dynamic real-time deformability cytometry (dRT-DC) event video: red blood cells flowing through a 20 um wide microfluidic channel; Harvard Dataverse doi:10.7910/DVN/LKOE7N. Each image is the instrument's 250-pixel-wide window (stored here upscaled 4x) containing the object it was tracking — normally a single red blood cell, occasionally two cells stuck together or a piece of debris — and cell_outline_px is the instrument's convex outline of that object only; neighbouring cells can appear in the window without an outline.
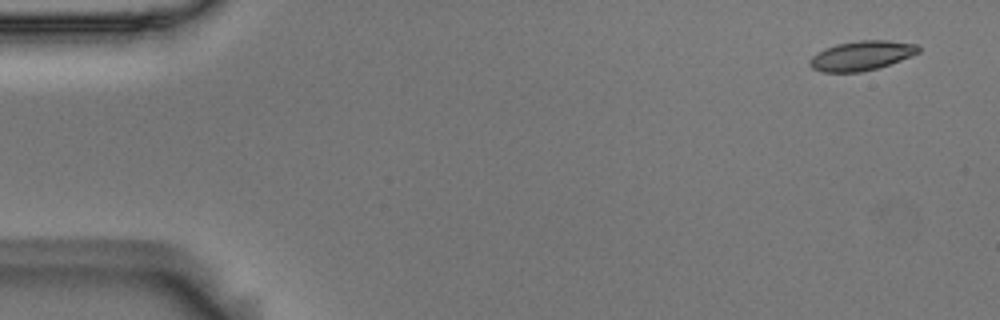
{"species": "Egyptian fruit bat (a non-hibernating species)", "species_latin": "Rousettus aegyptiacus", "temperature_condition": "room temperature", "stored_images_in_passage": 4, "segment_of_instrument_passage": [2, 2], "camera_frame_rate_fps": 3000, "um_per_image_px": 0.085, "animal": {"sex": "male"}, "frame": {"image": 1, "passage_image": 4, "time_ms": 1.0, "image_size_px": [1000, 320], "cell_outline_px": [[920, 52], [880, 68], [860, 72], [820, 72], [812, 68], [808, 64], [808, 60], [812, 56], [824, 48], [836, 44], [860, 40], [888, 40], [916, 44], [920, 48]], "centroid_in_image_um": [73.2, 4.73], "position_along_channel_um": 11.8, "area_um2": 18.84}}